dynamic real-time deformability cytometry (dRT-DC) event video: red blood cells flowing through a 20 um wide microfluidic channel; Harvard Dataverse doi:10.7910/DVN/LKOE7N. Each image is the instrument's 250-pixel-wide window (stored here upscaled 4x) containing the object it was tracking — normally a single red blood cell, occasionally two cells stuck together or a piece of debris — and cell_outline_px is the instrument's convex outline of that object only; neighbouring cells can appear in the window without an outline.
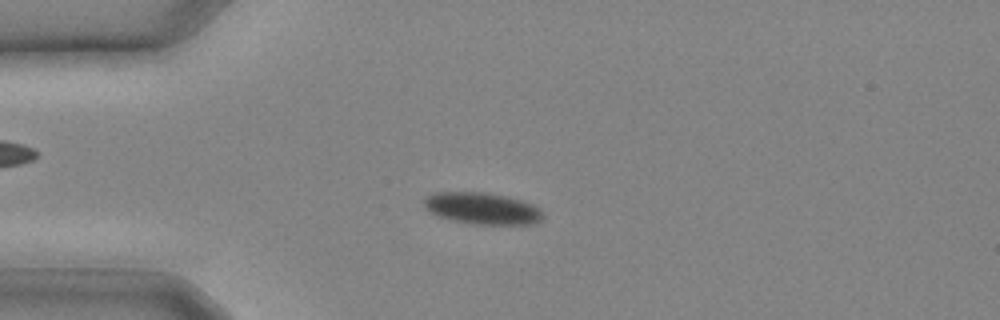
{"species": "common noctule bat (a hibernating species)", "species_latin": "Nyctalus noctula", "temperature_condition": "cold", "stored_images_in_passage": 25, "camera_frame_rate_fps": 3000, "um_per_image_px": 0.085, "animal": {"sex": "male", "body_mass_g": 20.4}, "frame": {"image": 1, "passage_image": 5, "time_ms": 1.333, "image_size_px": [1000, 320], "cell_outline_px": [[544, 216], [536, 224], [472, 224], [452, 220], [436, 216], [428, 212], [424, 208], [424, 200], [428, 196], [436, 192], [484, 192], [504, 196], [520, 200], [532, 204], [540, 208]], "centroid_in_image_um": [40.97, 17.72], "position_along_channel_um": 44.0, "area_um2": 22.02}}
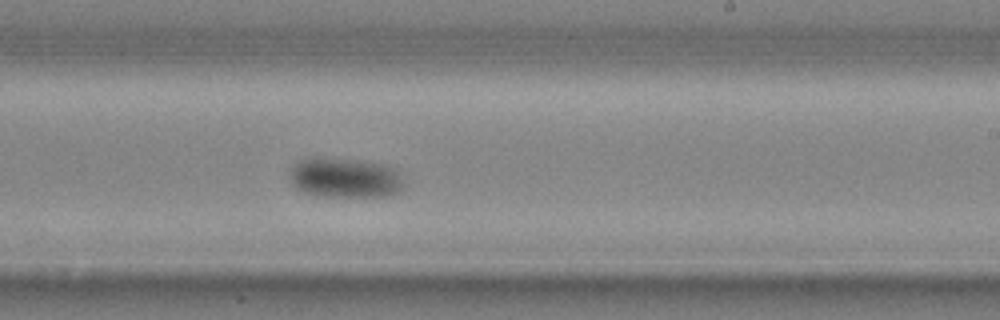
{"frame": {"image": 2, "passage_image": 15, "time_ms": 4.667, "image_size_px": [1000, 320], "cell_outline_px": [[404, 188], [400, 192], [388, 196], [324, 196], [304, 192], [296, 188], [292, 184], [292, 168], [300, 160], [312, 156], [384, 164], [396, 168], [400, 172]], "centroid_in_image_um": [29.38, 15.12], "position_along_channel_um": 259.6, "area_um2": 26.41}}
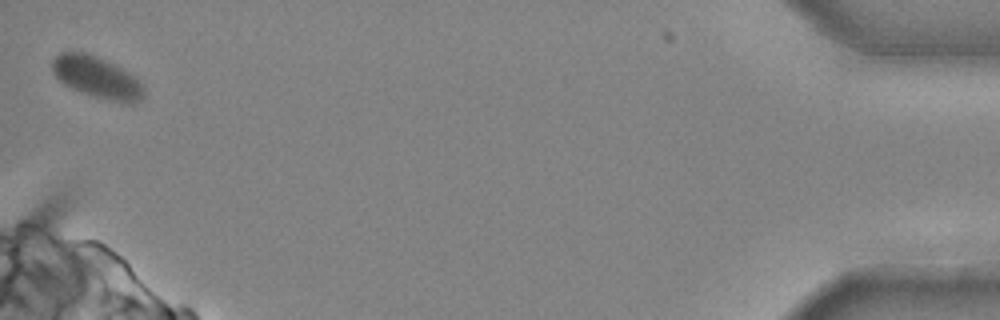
{"frame": {"image": 3, "passage_image": 25, "time_ms": 8.0, "image_size_px": [1000, 320], "cell_outline_px": [[144, 96], [140, 100], [132, 104], [128, 104], [108, 100], [72, 88], [64, 84], [52, 72], [52, 60], [60, 52], [84, 52], [96, 56], [128, 72], [144, 88]], "centroid_in_image_um": [8.22, 6.58], "position_along_channel_um": 427.0, "area_um2": 21.68}}